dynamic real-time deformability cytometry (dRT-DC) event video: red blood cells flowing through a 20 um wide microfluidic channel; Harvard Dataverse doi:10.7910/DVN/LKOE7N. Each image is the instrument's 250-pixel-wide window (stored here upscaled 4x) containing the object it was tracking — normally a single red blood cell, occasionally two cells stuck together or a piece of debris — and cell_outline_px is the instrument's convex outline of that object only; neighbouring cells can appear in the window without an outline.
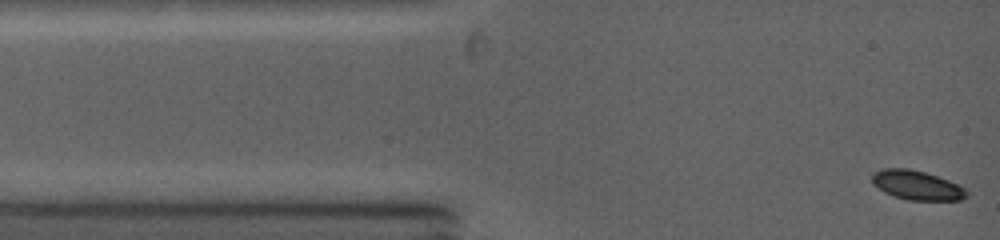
{"species": "common noctule bat (a hibernating species)", "species_latin": "Nyctalus noctula", "temperature_condition": "warm", "stored_images_in_passage": 10, "camera_frame_rate_fps": 5000, "um_per_image_px": 0.085, "animal": {"sex": "female", "body_mass_g": 19.0, "forearm_length_mm": 53.3}, "frame": {"image": 1, "passage_image": 1, "time_ms": 0.0, "image_size_px": [1000, 240], "cell_outline_px": [[968, 196], [960, 200], [908, 200], [884, 192], [872, 184], [872, 172], [884, 168], [908, 168], [924, 172], [948, 180], [964, 188], [968, 192]], "centroid_in_image_um": [77.91, 15.74], "position_along_channel_um": 7.1, "area_um2": 16.07}}
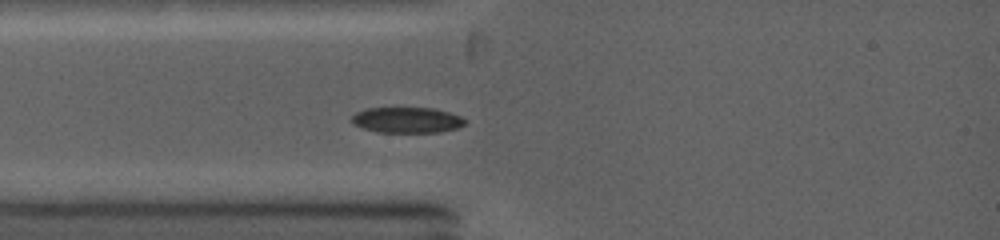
{"frame": {"image": 2, "passage_image": 5, "time_ms": 2.4, "image_size_px": [1000, 240], "cell_outline_px": [[464, 124], [456, 128], [440, 132], [376, 132], [352, 124], [352, 116], [356, 112], [364, 108], [436, 108], [460, 116], [464, 120]], "centroid_in_image_um": [34.55, 10.2], "position_along_channel_um": 50.5, "area_um2": 16.88}}
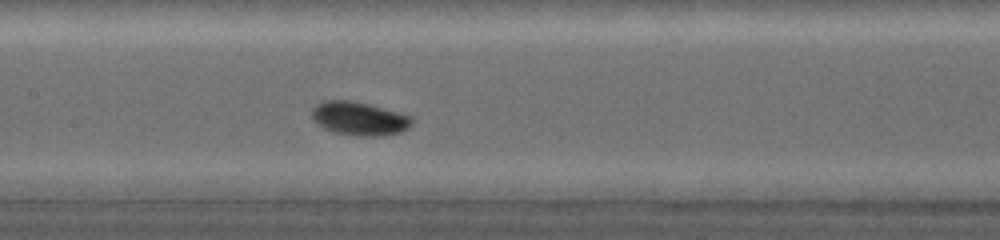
{"frame": {"image": 3, "passage_image": 10, "time_ms": 5.4, "image_size_px": [1000, 240], "cell_outline_px": [[412, 124], [408, 128], [400, 132], [380, 136], [356, 136], [336, 132], [324, 128], [316, 124], [312, 120], [312, 108], [316, 104], [324, 100], [348, 100], [368, 104], [412, 116]], "centroid_in_image_um": [30.51, 10.08], "position_along_channel_um": 176.9, "area_um2": 19.54}}